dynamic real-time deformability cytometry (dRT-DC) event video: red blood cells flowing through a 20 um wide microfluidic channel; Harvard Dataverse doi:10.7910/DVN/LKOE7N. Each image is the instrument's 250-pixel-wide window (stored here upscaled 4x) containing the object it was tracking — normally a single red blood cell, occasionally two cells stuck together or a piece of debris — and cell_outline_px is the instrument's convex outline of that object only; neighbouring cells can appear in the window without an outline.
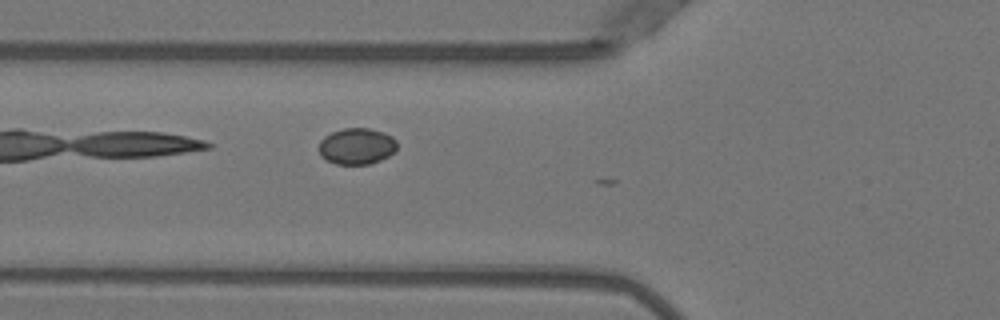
{"species": "Egyptian fruit bat (a non-hibernating species)", "species_latin": "Rousettus aegyptiacus", "temperature_condition": "warm", "stored_images_in_passage": 5, "camera_frame_rate_fps": 3000, "um_per_image_px": 0.085, "animal": {"sex": "female"}, "frame": {"image": 1, "passage_image": 5, "time_ms": 1.333, "image_size_px": [1000, 320], "cell_outline_px": [[396, 148], [388, 156], [380, 160], [368, 164], [336, 164], [320, 156], [320, 140], [324, 136], [332, 132], [344, 128], [368, 128], [384, 132], [392, 136], [396, 140]], "centroid_in_image_um": [30.32, 12.42], "position_along_channel_um": 95.5, "area_um2": 16.42}}